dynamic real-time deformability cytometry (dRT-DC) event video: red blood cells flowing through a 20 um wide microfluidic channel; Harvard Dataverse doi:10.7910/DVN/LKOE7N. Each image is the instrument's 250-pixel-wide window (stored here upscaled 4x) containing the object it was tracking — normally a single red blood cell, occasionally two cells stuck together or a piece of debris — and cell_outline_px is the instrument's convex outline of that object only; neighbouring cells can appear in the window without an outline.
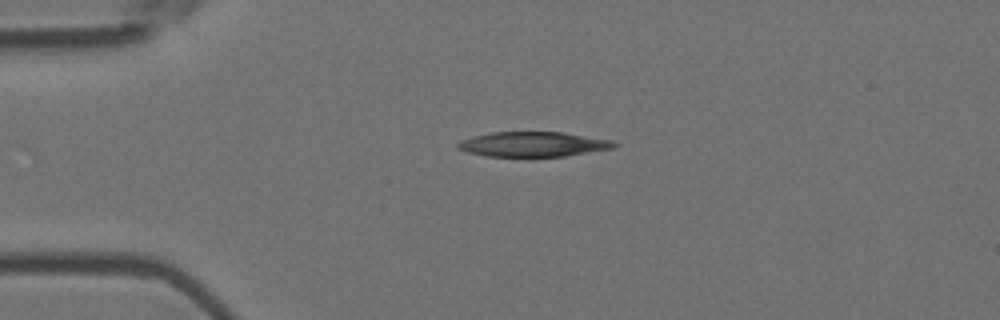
{"species": "Egyptian fruit bat (a non-hibernating species)", "species_latin": "Rousettus aegyptiacus", "temperature_condition": "room temperature", "stored_images_in_passage": 3, "camera_frame_rate_fps": 3000, "um_per_image_px": 0.085, "animal": {"sex": "female"}, "frame": {"image": 1, "passage_image": 1, "time_ms": 0.0, "image_size_px": [1000, 320], "cell_outline_px": [[620, 144], [616, 148], [564, 156], [488, 156], [468, 152], [456, 148], [456, 144], [460, 140], [472, 136], [492, 132], [564, 132], [612, 140]], "centroid_in_image_um": [45.34, 12.25], "position_along_channel_um": 39.7, "area_um2": 22.77}}
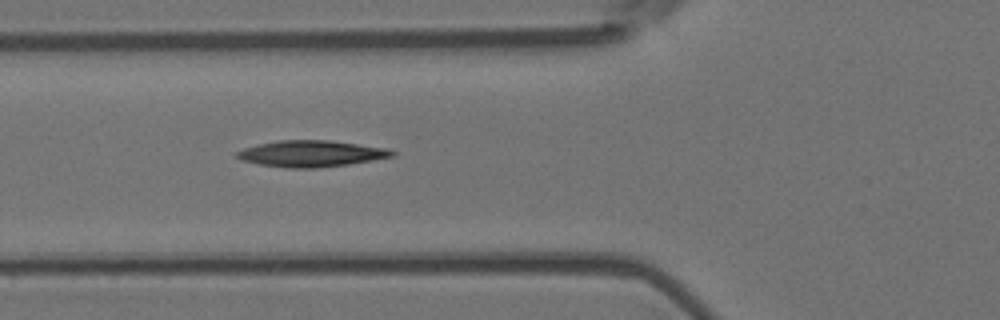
{"frame": {"image": 2, "passage_image": 3, "time_ms": 0.667, "image_size_px": [1000, 320], "cell_outline_px": [[396, 156], [348, 164], [316, 168], [288, 168], [260, 164], [244, 160], [236, 156], [236, 152], [244, 148], [260, 144], [280, 140], [328, 140], [388, 148], [396, 152]], "centroid_in_image_um": [26.5, 13.06], "position_along_channel_um": 99.3, "area_um2": 23.58}}